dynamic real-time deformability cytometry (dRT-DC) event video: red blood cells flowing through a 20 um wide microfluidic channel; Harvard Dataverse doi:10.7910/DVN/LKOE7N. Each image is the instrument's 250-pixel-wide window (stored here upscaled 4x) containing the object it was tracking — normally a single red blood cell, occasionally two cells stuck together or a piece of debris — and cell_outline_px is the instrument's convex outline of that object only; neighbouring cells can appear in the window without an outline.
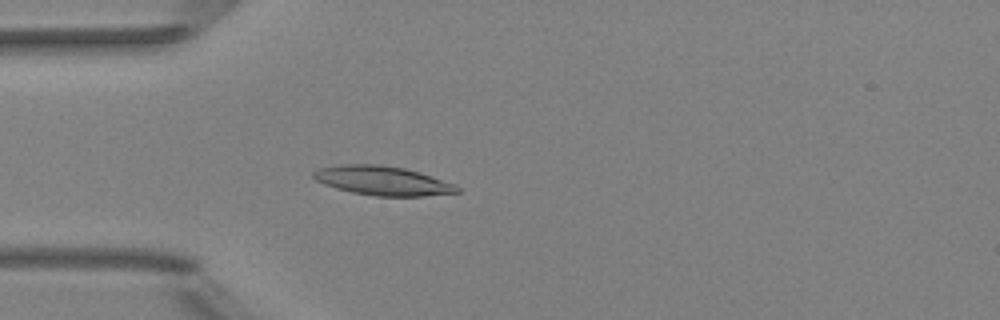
{"species": "Egyptian fruit bat (a non-hibernating species)", "species_latin": "Rousettus aegyptiacus", "temperature_condition": "room temperature", "stored_images_in_passage": 4, "camera_frame_rate_fps": 3000, "um_per_image_px": 0.085, "animal": {"sex": "female"}, "frame": {"image": 1, "passage_image": 4, "time_ms": 1.0, "image_size_px": [1000, 320], "cell_outline_px": [[460, 192], [424, 196], [376, 196], [352, 192], [336, 188], [324, 184], [316, 180], [312, 176], [312, 172], [320, 168], [340, 164], [380, 164], [404, 168], [420, 172], [452, 184], [460, 188]], "centroid_in_image_um": [32.49, 15.35], "position_along_channel_um": 52.5, "area_um2": 24.28}}